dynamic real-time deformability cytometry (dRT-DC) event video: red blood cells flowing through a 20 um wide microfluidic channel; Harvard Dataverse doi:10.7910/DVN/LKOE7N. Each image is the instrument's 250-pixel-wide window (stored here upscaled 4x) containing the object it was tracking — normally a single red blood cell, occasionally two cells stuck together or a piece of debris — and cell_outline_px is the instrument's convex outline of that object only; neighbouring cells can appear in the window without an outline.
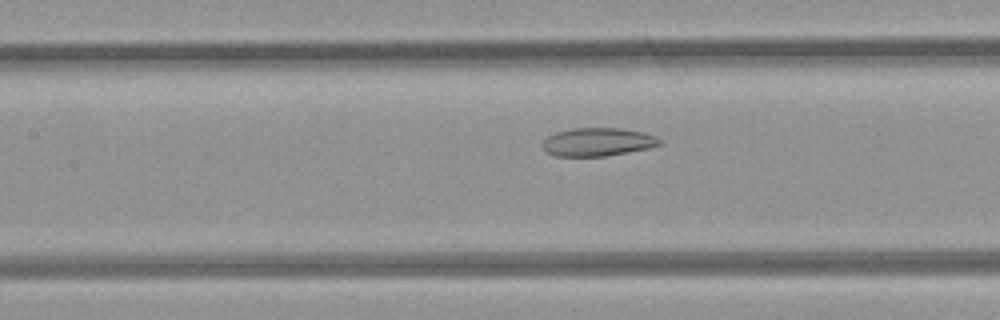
{"species": "common noctule bat (a hibernating species)", "species_latin": "Nyctalus noctula", "temperature_condition": "room temperature", "stored_images_in_passage": 29, "camera_frame_rate_fps": 3000, "um_per_image_px": 0.085, "animal": {"sex": "female", "body_mass_g": 21.9}, "frame": {"image": 1, "passage_image": 7, "time_ms": 2.0, "image_size_px": [1000, 320], "cell_outline_px": [[664, 144], [648, 148], [604, 156], [552, 156], [544, 152], [544, 140], [548, 136], [556, 132], [572, 128], [620, 128], [644, 132], [656, 136], [664, 140]], "centroid_in_image_um": [50.84, 12.06], "position_along_channel_um": 156.6, "area_um2": 19.42}}
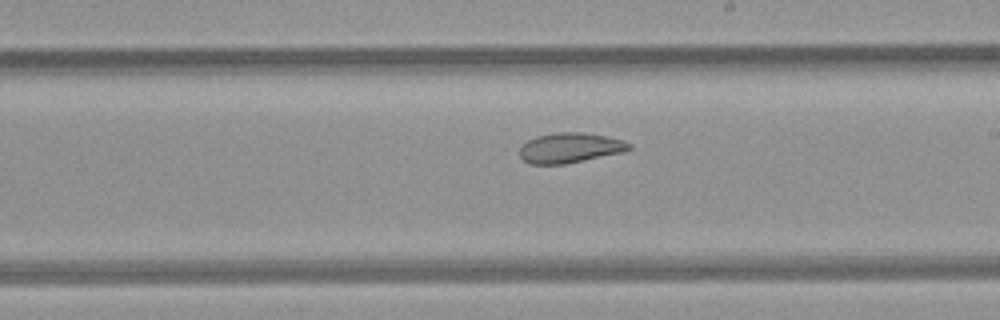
{"frame": {"image": 2, "passage_image": 13, "time_ms": 4.0, "image_size_px": [1000, 320], "cell_outline_px": [[632, 148], [624, 152], [564, 164], [528, 164], [520, 156], [520, 148], [528, 140], [536, 136], [560, 132], [584, 132], [624, 140], [632, 144]], "centroid_in_image_um": [48.47, 12.56], "position_along_channel_um": 240.5, "area_um2": 19.13}}
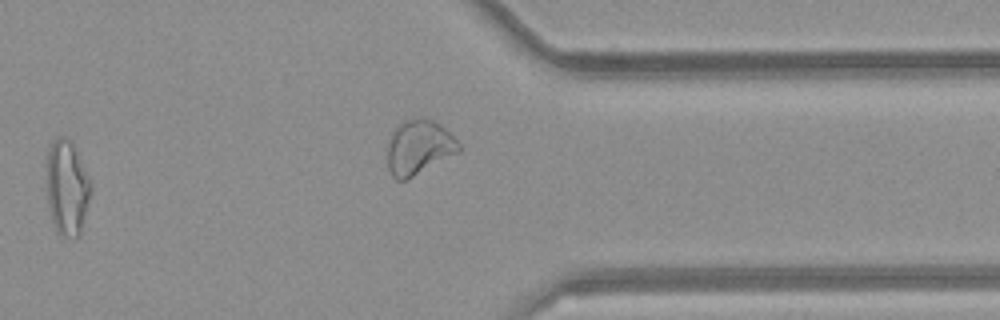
{"frame": {"image": 3, "passage_image": 23, "time_ms": 7.333, "image_size_px": [1000, 320], "cell_outline_px": [[92, 188], [80, 232], [76, 236], [60, 236], [56, 232], [48, 208], [48, 148], [52, 140], [56, 136], [68, 136], [72, 140], [92, 180]], "centroid_in_image_um": [5.72, 15.87], "position_along_channel_um": 405.7, "area_um2": 24.68}}